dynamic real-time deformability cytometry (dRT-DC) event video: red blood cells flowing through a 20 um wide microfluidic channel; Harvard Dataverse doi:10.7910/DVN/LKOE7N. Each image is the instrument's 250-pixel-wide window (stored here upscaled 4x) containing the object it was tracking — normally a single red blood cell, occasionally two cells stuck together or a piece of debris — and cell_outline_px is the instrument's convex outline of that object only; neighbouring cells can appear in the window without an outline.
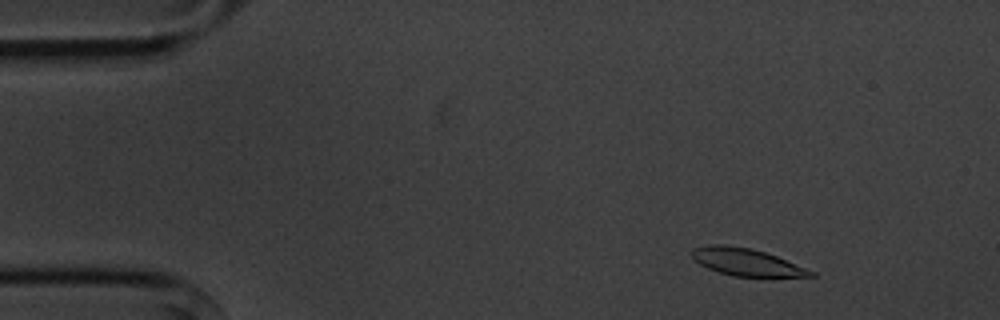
{"species": "common noctule bat (a hibernating species)", "species_latin": "Nyctalus noctula", "temperature_condition": "cold", "stored_images_in_passage": 6, "camera_frame_rate_fps": 3000, "um_per_image_px": 0.085, "animal": {"sex": "male", "body_mass_g": 20.1, "forearm_length_mm": 53.5}, "frame": {"image": 1, "passage_image": 2, "time_ms": 1.333, "image_size_px": [1000, 320], "cell_outline_px": [[816, 276], [732, 276], [708, 268], [692, 260], [692, 248], [708, 244], [724, 244], [752, 248], [776, 256], [816, 272]], "centroid_in_image_um": [63.39, 22.26], "position_along_channel_um": 21.6, "area_um2": 18.79}}
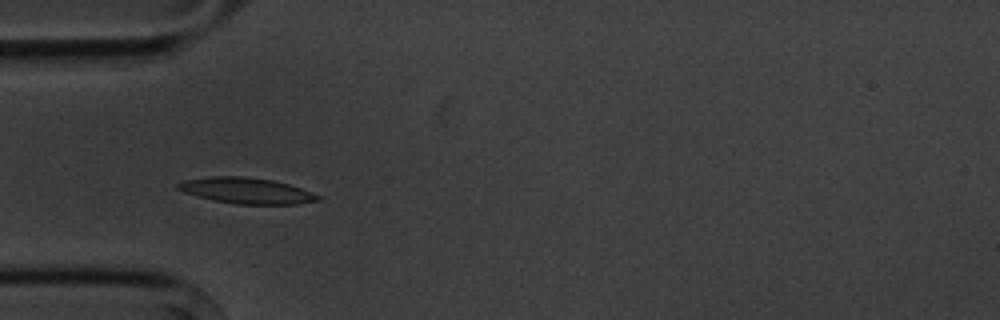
{"frame": {"image": 2, "passage_image": 5, "time_ms": 4.667, "image_size_px": [1000, 320], "cell_outline_px": [[324, 196], [320, 200], [296, 204], [236, 204], [212, 200], [184, 192], [176, 188], [176, 184], [184, 180], [212, 176], [244, 176], [272, 180], [288, 184]], "centroid_in_image_um": [20.96, 16.2], "position_along_channel_um": 64.0, "area_um2": 21.15}}
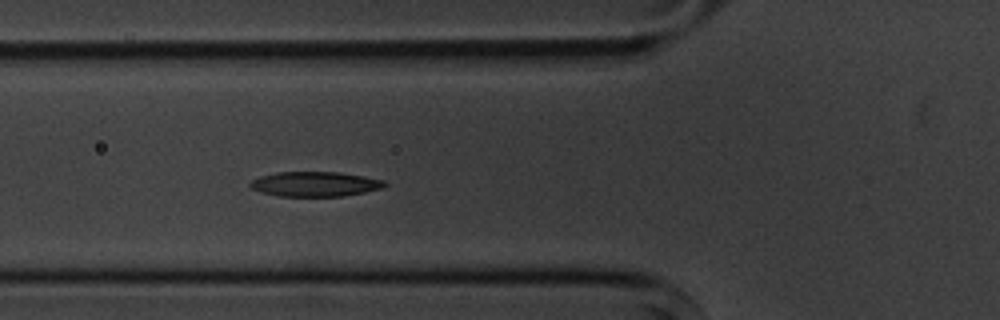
{"frame": {"image": 3, "passage_image": 6, "time_ms": 5.667, "image_size_px": [1000, 320], "cell_outline_px": [[388, 184], [384, 188], [344, 196], [280, 196], [260, 192], [252, 188], [248, 184], [252, 180], [260, 176], [276, 172], [340, 172], [364, 176], [384, 180]], "centroid_in_image_um": [26.8, 15.64], "position_along_channel_um": 99.0, "area_um2": 19.54}}